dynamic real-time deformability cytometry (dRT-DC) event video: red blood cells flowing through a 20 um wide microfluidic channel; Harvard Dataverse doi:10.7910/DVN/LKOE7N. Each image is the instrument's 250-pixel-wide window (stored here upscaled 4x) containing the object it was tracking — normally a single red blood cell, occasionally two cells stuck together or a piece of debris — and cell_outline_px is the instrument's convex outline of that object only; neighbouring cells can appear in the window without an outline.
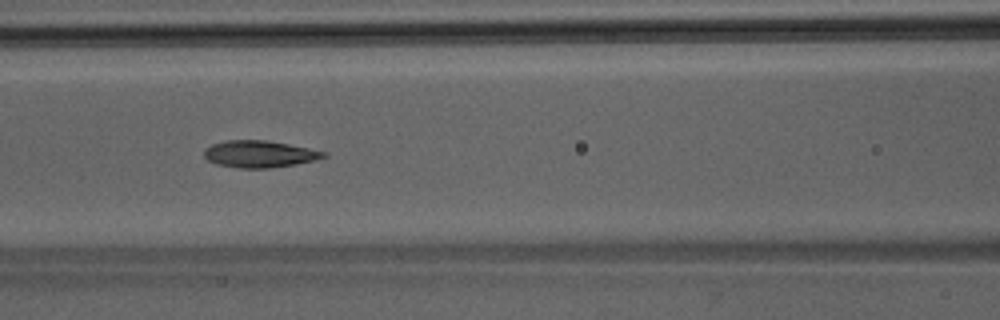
{"species": "Egyptian fruit bat (a non-hibernating species)", "species_latin": "Rousettus aegyptiacus", "temperature_condition": "room temperature", "stored_images_in_passage": 44, "camera_frame_rate_fps": 3000, "um_per_image_px": 0.085, "animal": {"sex": "male"}, "frame": {"image": 1, "passage_image": 19, "time_ms": 6.0, "image_size_px": [1000, 320], "cell_outline_px": [[328, 156], [316, 160], [296, 164], [268, 168], [240, 168], [216, 164], [208, 160], [204, 156], [204, 148], [212, 144], [228, 140], [264, 140], [288, 144], [328, 152]], "centroid_in_image_um": [22.06, 13.09], "position_along_channel_um": 144.5, "area_um2": 18.73}}
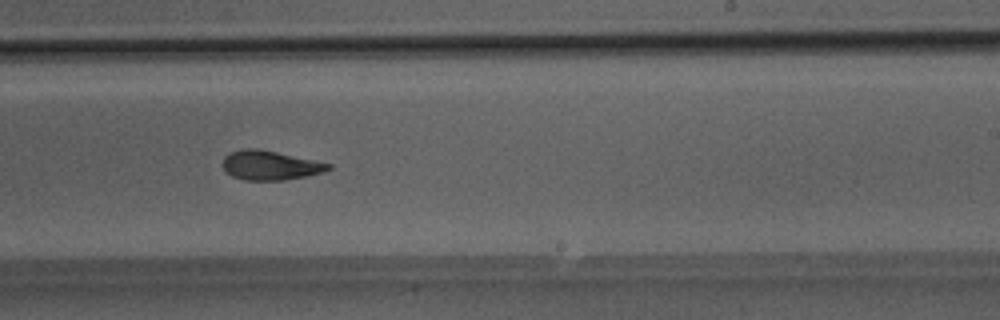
{"frame": {"image": 2, "passage_image": 27, "time_ms": 8.667, "image_size_px": [1000, 320], "cell_outline_px": [[332, 168], [324, 172], [284, 180], [244, 180], [232, 176], [224, 172], [220, 164], [224, 156], [228, 152], [244, 148], [256, 148], [276, 152], [332, 164]], "centroid_in_image_um": [22.88, 14.05], "position_along_channel_um": 266.1, "area_um2": 18.21}}
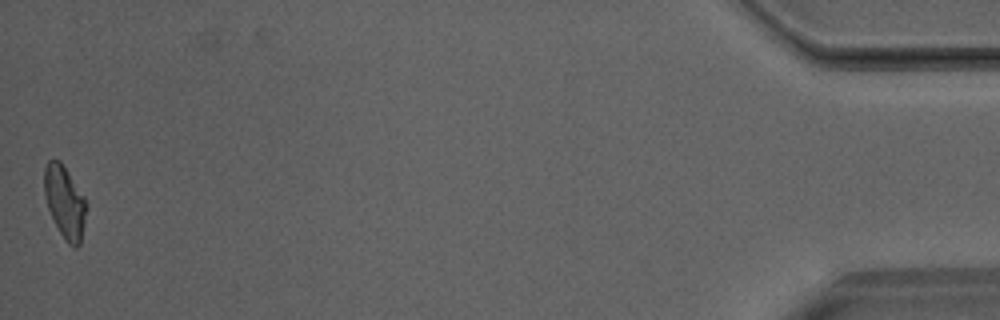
{"frame": {"image": 3, "passage_image": 44, "time_ms": 14.333, "image_size_px": [1000, 320], "cell_outline_px": [[88, 208], [80, 244], [76, 248], [68, 244], [64, 240], [48, 208], [44, 192], [44, 168], [48, 160], [60, 160], [84, 196], [88, 204]], "centroid_in_image_um": [5.53, 17.19], "position_along_channel_um": 429.7, "area_um2": 17.8}}